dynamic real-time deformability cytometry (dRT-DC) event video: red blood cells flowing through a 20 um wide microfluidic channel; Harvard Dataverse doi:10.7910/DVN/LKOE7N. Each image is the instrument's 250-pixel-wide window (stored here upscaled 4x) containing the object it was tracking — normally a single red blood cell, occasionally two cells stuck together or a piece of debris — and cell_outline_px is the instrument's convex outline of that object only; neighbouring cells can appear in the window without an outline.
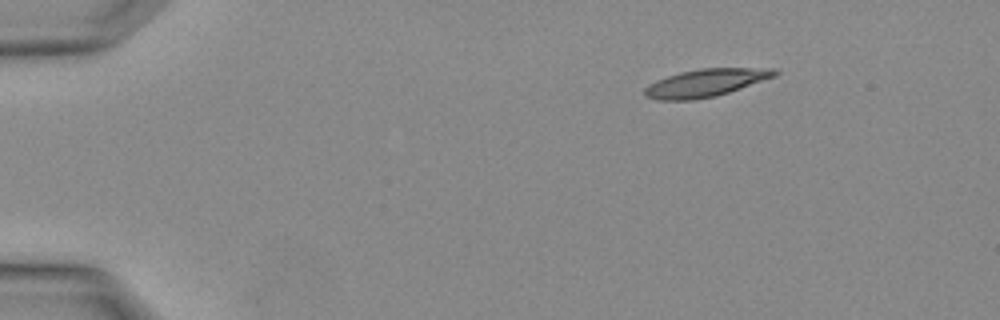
{"species": "Egyptian fruit bat (a non-hibernating species)", "species_latin": "Rousettus aegyptiacus", "temperature_condition": "warm", "stored_images_in_passage": 5, "camera_frame_rate_fps": 3000, "um_per_image_px": 0.085, "animal": {"sex": "female"}, "frame": {"image": 1, "passage_image": 5, "time_ms": 1.333, "image_size_px": [1000, 320], "cell_outline_px": [[780, 72], [776, 76], [716, 96], [692, 100], [656, 100], [644, 96], [644, 88], [648, 84], [656, 80], [680, 72], [700, 68], [776, 68]], "centroid_in_image_um": [59.97, 7.04], "position_along_channel_um": 25.0, "area_um2": 21.04}}